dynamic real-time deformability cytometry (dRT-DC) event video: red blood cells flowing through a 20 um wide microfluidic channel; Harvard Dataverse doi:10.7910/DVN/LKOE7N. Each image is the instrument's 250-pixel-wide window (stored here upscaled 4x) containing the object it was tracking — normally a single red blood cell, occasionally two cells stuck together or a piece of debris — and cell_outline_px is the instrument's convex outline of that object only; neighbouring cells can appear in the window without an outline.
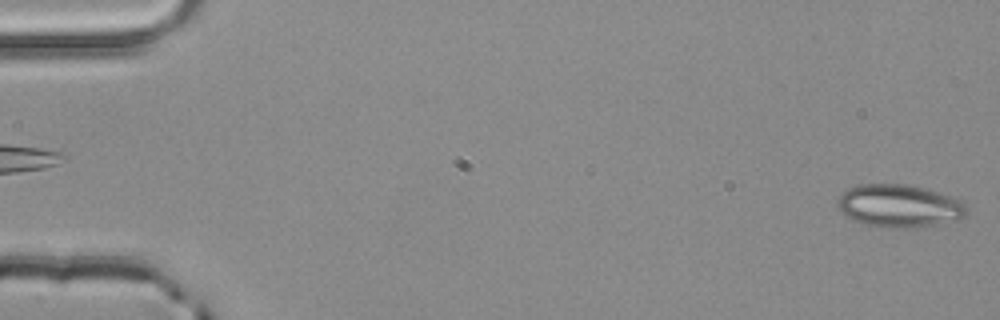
{"species": "common noctule bat (a hibernating species)", "species_latin": "Nyctalus noctula", "temperature_condition": "room temperature", "stored_images_in_passage": 4, "camera_frame_rate_fps": 3000, "um_per_image_px": 0.085, "animal": {"sex": "male", "body_mass_g": 20.4}, "frame": {"image": 1, "passage_image": 4, "time_ms": 1.0, "image_size_px": [1000, 320], "cell_outline_px": [[968, 212], [964, 216], [956, 220], [936, 224], [908, 228], [884, 228], [868, 224], [844, 216], [836, 204], [836, 200], [848, 188], [856, 184], [904, 184], [936, 192], [960, 200], [968, 204]], "centroid_in_image_um": [76.41, 17.5], "position_along_channel_um": 8.6, "area_um2": 32.02}}